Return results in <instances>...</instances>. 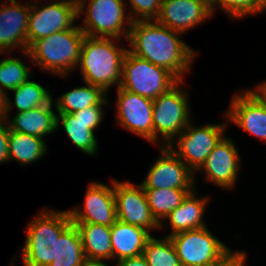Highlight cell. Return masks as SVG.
I'll use <instances>...</instances> for the list:
<instances>
[{
    "instance_id": "6",
    "label": "cell",
    "mask_w": 266,
    "mask_h": 266,
    "mask_svg": "<svg viewBox=\"0 0 266 266\" xmlns=\"http://www.w3.org/2000/svg\"><path fill=\"white\" fill-rule=\"evenodd\" d=\"M184 81L153 100V143L169 146L190 123L189 94L183 90ZM160 135V136H159Z\"/></svg>"
},
{
    "instance_id": "21",
    "label": "cell",
    "mask_w": 266,
    "mask_h": 266,
    "mask_svg": "<svg viewBox=\"0 0 266 266\" xmlns=\"http://www.w3.org/2000/svg\"><path fill=\"white\" fill-rule=\"evenodd\" d=\"M151 237L148 230L117 220L111 226L112 259L118 261L143 254Z\"/></svg>"
},
{
    "instance_id": "14",
    "label": "cell",
    "mask_w": 266,
    "mask_h": 266,
    "mask_svg": "<svg viewBox=\"0 0 266 266\" xmlns=\"http://www.w3.org/2000/svg\"><path fill=\"white\" fill-rule=\"evenodd\" d=\"M104 183L91 182L86 190L83 206L69 209L72 223H93L112 226L117 221L116 201L113 189Z\"/></svg>"
},
{
    "instance_id": "28",
    "label": "cell",
    "mask_w": 266,
    "mask_h": 266,
    "mask_svg": "<svg viewBox=\"0 0 266 266\" xmlns=\"http://www.w3.org/2000/svg\"><path fill=\"white\" fill-rule=\"evenodd\" d=\"M194 189H155L144 190L147 202L155 219L160 223L162 229V220L175 210L188 193Z\"/></svg>"
},
{
    "instance_id": "24",
    "label": "cell",
    "mask_w": 266,
    "mask_h": 266,
    "mask_svg": "<svg viewBox=\"0 0 266 266\" xmlns=\"http://www.w3.org/2000/svg\"><path fill=\"white\" fill-rule=\"evenodd\" d=\"M47 144L42 138L19 133L9 132V157L20 165L25 166L38 161L47 154Z\"/></svg>"
},
{
    "instance_id": "8",
    "label": "cell",
    "mask_w": 266,
    "mask_h": 266,
    "mask_svg": "<svg viewBox=\"0 0 266 266\" xmlns=\"http://www.w3.org/2000/svg\"><path fill=\"white\" fill-rule=\"evenodd\" d=\"M169 238L182 266H214L233 251L206 226L180 232Z\"/></svg>"
},
{
    "instance_id": "26",
    "label": "cell",
    "mask_w": 266,
    "mask_h": 266,
    "mask_svg": "<svg viewBox=\"0 0 266 266\" xmlns=\"http://www.w3.org/2000/svg\"><path fill=\"white\" fill-rule=\"evenodd\" d=\"M12 92L14 93V103H11V99L7 97V117L10 116V110L13 107L16 108L17 112H21L54 103L49 89L36 81L30 80V78Z\"/></svg>"
},
{
    "instance_id": "16",
    "label": "cell",
    "mask_w": 266,
    "mask_h": 266,
    "mask_svg": "<svg viewBox=\"0 0 266 266\" xmlns=\"http://www.w3.org/2000/svg\"><path fill=\"white\" fill-rule=\"evenodd\" d=\"M230 101L225 117L245 132L266 141V102L251 88L236 92Z\"/></svg>"
},
{
    "instance_id": "27",
    "label": "cell",
    "mask_w": 266,
    "mask_h": 266,
    "mask_svg": "<svg viewBox=\"0 0 266 266\" xmlns=\"http://www.w3.org/2000/svg\"><path fill=\"white\" fill-rule=\"evenodd\" d=\"M85 259L80 232L77 226L71 223L60 234L56 258L49 266H82Z\"/></svg>"
},
{
    "instance_id": "39",
    "label": "cell",
    "mask_w": 266,
    "mask_h": 266,
    "mask_svg": "<svg viewBox=\"0 0 266 266\" xmlns=\"http://www.w3.org/2000/svg\"><path fill=\"white\" fill-rule=\"evenodd\" d=\"M82 266H109L105 263V260H90L85 259Z\"/></svg>"
},
{
    "instance_id": "4",
    "label": "cell",
    "mask_w": 266,
    "mask_h": 266,
    "mask_svg": "<svg viewBox=\"0 0 266 266\" xmlns=\"http://www.w3.org/2000/svg\"><path fill=\"white\" fill-rule=\"evenodd\" d=\"M72 223L69 211L41 210L26 227L21 248L23 266H49L56 258L57 240Z\"/></svg>"
},
{
    "instance_id": "42",
    "label": "cell",
    "mask_w": 266,
    "mask_h": 266,
    "mask_svg": "<svg viewBox=\"0 0 266 266\" xmlns=\"http://www.w3.org/2000/svg\"><path fill=\"white\" fill-rule=\"evenodd\" d=\"M203 3H206L210 8H212V0H197Z\"/></svg>"
},
{
    "instance_id": "29",
    "label": "cell",
    "mask_w": 266,
    "mask_h": 266,
    "mask_svg": "<svg viewBox=\"0 0 266 266\" xmlns=\"http://www.w3.org/2000/svg\"><path fill=\"white\" fill-rule=\"evenodd\" d=\"M143 255L149 266H182L169 237L152 236L146 243Z\"/></svg>"
},
{
    "instance_id": "13",
    "label": "cell",
    "mask_w": 266,
    "mask_h": 266,
    "mask_svg": "<svg viewBox=\"0 0 266 266\" xmlns=\"http://www.w3.org/2000/svg\"><path fill=\"white\" fill-rule=\"evenodd\" d=\"M116 89V123L153 143V100L120 87Z\"/></svg>"
},
{
    "instance_id": "11",
    "label": "cell",
    "mask_w": 266,
    "mask_h": 266,
    "mask_svg": "<svg viewBox=\"0 0 266 266\" xmlns=\"http://www.w3.org/2000/svg\"><path fill=\"white\" fill-rule=\"evenodd\" d=\"M161 155L140 184L144 190L195 189L194 172L168 147L160 146Z\"/></svg>"
},
{
    "instance_id": "38",
    "label": "cell",
    "mask_w": 266,
    "mask_h": 266,
    "mask_svg": "<svg viewBox=\"0 0 266 266\" xmlns=\"http://www.w3.org/2000/svg\"><path fill=\"white\" fill-rule=\"evenodd\" d=\"M254 90L266 102V81L257 84V87Z\"/></svg>"
},
{
    "instance_id": "32",
    "label": "cell",
    "mask_w": 266,
    "mask_h": 266,
    "mask_svg": "<svg viewBox=\"0 0 266 266\" xmlns=\"http://www.w3.org/2000/svg\"><path fill=\"white\" fill-rule=\"evenodd\" d=\"M128 0H126L127 2ZM132 21L156 20L160 14L162 0H129ZM136 17V18H135Z\"/></svg>"
},
{
    "instance_id": "1",
    "label": "cell",
    "mask_w": 266,
    "mask_h": 266,
    "mask_svg": "<svg viewBox=\"0 0 266 266\" xmlns=\"http://www.w3.org/2000/svg\"><path fill=\"white\" fill-rule=\"evenodd\" d=\"M180 35L183 34L156 20L134 21L127 39L131 46L128 50L184 81V73L191 70L197 52L181 40Z\"/></svg>"
},
{
    "instance_id": "40",
    "label": "cell",
    "mask_w": 266,
    "mask_h": 266,
    "mask_svg": "<svg viewBox=\"0 0 266 266\" xmlns=\"http://www.w3.org/2000/svg\"><path fill=\"white\" fill-rule=\"evenodd\" d=\"M214 266H233V251L220 263L214 265Z\"/></svg>"
},
{
    "instance_id": "36",
    "label": "cell",
    "mask_w": 266,
    "mask_h": 266,
    "mask_svg": "<svg viewBox=\"0 0 266 266\" xmlns=\"http://www.w3.org/2000/svg\"><path fill=\"white\" fill-rule=\"evenodd\" d=\"M7 97L8 94L4 89L0 88V121L6 119V108H7Z\"/></svg>"
},
{
    "instance_id": "15",
    "label": "cell",
    "mask_w": 266,
    "mask_h": 266,
    "mask_svg": "<svg viewBox=\"0 0 266 266\" xmlns=\"http://www.w3.org/2000/svg\"><path fill=\"white\" fill-rule=\"evenodd\" d=\"M240 159L234 141L224 135L194 175L204 171L208 182L223 189H232L238 181Z\"/></svg>"
},
{
    "instance_id": "7",
    "label": "cell",
    "mask_w": 266,
    "mask_h": 266,
    "mask_svg": "<svg viewBox=\"0 0 266 266\" xmlns=\"http://www.w3.org/2000/svg\"><path fill=\"white\" fill-rule=\"evenodd\" d=\"M179 80L165 68L154 65L127 50L122 62L120 88L154 100Z\"/></svg>"
},
{
    "instance_id": "37",
    "label": "cell",
    "mask_w": 266,
    "mask_h": 266,
    "mask_svg": "<svg viewBox=\"0 0 266 266\" xmlns=\"http://www.w3.org/2000/svg\"><path fill=\"white\" fill-rule=\"evenodd\" d=\"M247 253L244 251H233V266H245Z\"/></svg>"
},
{
    "instance_id": "2",
    "label": "cell",
    "mask_w": 266,
    "mask_h": 266,
    "mask_svg": "<svg viewBox=\"0 0 266 266\" xmlns=\"http://www.w3.org/2000/svg\"><path fill=\"white\" fill-rule=\"evenodd\" d=\"M121 39L90 37L83 39L78 67L84 83L101 87L106 93L118 88L122 78V62L127 48L115 42Z\"/></svg>"
},
{
    "instance_id": "18",
    "label": "cell",
    "mask_w": 266,
    "mask_h": 266,
    "mask_svg": "<svg viewBox=\"0 0 266 266\" xmlns=\"http://www.w3.org/2000/svg\"><path fill=\"white\" fill-rule=\"evenodd\" d=\"M213 15L206 3L197 0H162L156 21L171 30L185 34Z\"/></svg>"
},
{
    "instance_id": "41",
    "label": "cell",
    "mask_w": 266,
    "mask_h": 266,
    "mask_svg": "<svg viewBox=\"0 0 266 266\" xmlns=\"http://www.w3.org/2000/svg\"><path fill=\"white\" fill-rule=\"evenodd\" d=\"M35 1H38V0H35ZM47 1H48V3H49V1L65 2V3H68V4L74 5V6H76L78 8V5H79L81 0H47Z\"/></svg>"
},
{
    "instance_id": "5",
    "label": "cell",
    "mask_w": 266,
    "mask_h": 266,
    "mask_svg": "<svg viewBox=\"0 0 266 266\" xmlns=\"http://www.w3.org/2000/svg\"><path fill=\"white\" fill-rule=\"evenodd\" d=\"M125 3V0H88L87 5V0H81L78 17L81 13L86 14L80 29L90 37L121 39L124 36L127 40L133 21L130 15H125Z\"/></svg>"
},
{
    "instance_id": "20",
    "label": "cell",
    "mask_w": 266,
    "mask_h": 266,
    "mask_svg": "<svg viewBox=\"0 0 266 266\" xmlns=\"http://www.w3.org/2000/svg\"><path fill=\"white\" fill-rule=\"evenodd\" d=\"M196 189L188 193L182 203L165 218L169 221L166 228L170 227L172 230L166 237L207 226L203 216L209 199L207 197H199L196 194Z\"/></svg>"
},
{
    "instance_id": "25",
    "label": "cell",
    "mask_w": 266,
    "mask_h": 266,
    "mask_svg": "<svg viewBox=\"0 0 266 266\" xmlns=\"http://www.w3.org/2000/svg\"><path fill=\"white\" fill-rule=\"evenodd\" d=\"M62 125L72 143L88 156H94L98 152V142L91 123H84L76 119L73 114L56 115V130Z\"/></svg>"
},
{
    "instance_id": "12",
    "label": "cell",
    "mask_w": 266,
    "mask_h": 266,
    "mask_svg": "<svg viewBox=\"0 0 266 266\" xmlns=\"http://www.w3.org/2000/svg\"><path fill=\"white\" fill-rule=\"evenodd\" d=\"M117 220L148 230H159L160 223L153 216L144 189L130 181L113 180Z\"/></svg>"
},
{
    "instance_id": "9",
    "label": "cell",
    "mask_w": 266,
    "mask_h": 266,
    "mask_svg": "<svg viewBox=\"0 0 266 266\" xmlns=\"http://www.w3.org/2000/svg\"><path fill=\"white\" fill-rule=\"evenodd\" d=\"M228 126V120L224 124L211 123L200 127L190 122L167 147L195 173L225 135Z\"/></svg>"
},
{
    "instance_id": "31",
    "label": "cell",
    "mask_w": 266,
    "mask_h": 266,
    "mask_svg": "<svg viewBox=\"0 0 266 266\" xmlns=\"http://www.w3.org/2000/svg\"><path fill=\"white\" fill-rule=\"evenodd\" d=\"M216 7L237 20L266 11V0H212V13L216 11Z\"/></svg>"
},
{
    "instance_id": "34",
    "label": "cell",
    "mask_w": 266,
    "mask_h": 266,
    "mask_svg": "<svg viewBox=\"0 0 266 266\" xmlns=\"http://www.w3.org/2000/svg\"><path fill=\"white\" fill-rule=\"evenodd\" d=\"M9 126L6 120L0 121V164L10 161L9 157Z\"/></svg>"
},
{
    "instance_id": "23",
    "label": "cell",
    "mask_w": 266,
    "mask_h": 266,
    "mask_svg": "<svg viewBox=\"0 0 266 266\" xmlns=\"http://www.w3.org/2000/svg\"><path fill=\"white\" fill-rule=\"evenodd\" d=\"M85 84V86L73 88L57 98L54 104L58 114H72L90 106L108 105V95L101 87Z\"/></svg>"
},
{
    "instance_id": "33",
    "label": "cell",
    "mask_w": 266,
    "mask_h": 266,
    "mask_svg": "<svg viewBox=\"0 0 266 266\" xmlns=\"http://www.w3.org/2000/svg\"><path fill=\"white\" fill-rule=\"evenodd\" d=\"M104 105H94L87 107L84 110L73 112L76 119H80L84 123H91V130L95 131L102 122L104 116Z\"/></svg>"
},
{
    "instance_id": "10",
    "label": "cell",
    "mask_w": 266,
    "mask_h": 266,
    "mask_svg": "<svg viewBox=\"0 0 266 266\" xmlns=\"http://www.w3.org/2000/svg\"><path fill=\"white\" fill-rule=\"evenodd\" d=\"M77 9L76 6L65 2L50 1L49 4H43L39 0L31 2L27 28V49L38 39L73 28L74 22L78 18Z\"/></svg>"
},
{
    "instance_id": "19",
    "label": "cell",
    "mask_w": 266,
    "mask_h": 266,
    "mask_svg": "<svg viewBox=\"0 0 266 266\" xmlns=\"http://www.w3.org/2000/svg\"><path fill=\"white\" fill-rule=\"evenodd\" d=\"M53 103L16 113L14 117H6L11 131L33 135L45 139L46 135L56 132V112Z\"/></svg>"
},
{
    "instance_id": "35",
    "label": "cell",
    "mask_w": 266,
    "mask_h": 266,
    "mask_svg": "<svg viewBox=\"0 0 266 266\" xmlns=\"http://www.w3.org/2000/svg\"><path fill=\"white\" fill-rule=\"evenodd\" d=\"M117 266H149L143 254L118 260Z\"/></svg>"
},
{
    "instance_id": "17",
    "label": "cell",
    "mask_w": 266,
    "mask_h": 266,
    "mask_svg": "<svg viewBox=\"0 0 266 266\" xmlns=\"http://www.w3.org/2000/svg\"><path fill=\"white\" fill-rule=\"evenodd\" d=\"M10 1V2H9ZM31 2L4 0L0 6V53H12L19 48L27 50V28Z\"/></svg>"
},
{
    "instance_id": "22",
    "label": "cell",
    "mask_w": 266,
    "mask_h": 266,
    "mask_svg": "<svg viewBox=\"0 0 266 266\" xmlns=\"http://www.w3.org/2000/svg\"><path fill=\"white\" fill-rule=\"evenodd\" d=\"M81 235L86 259H112L111 227L93 223H74Z\"/></svg>"
},
{
    "instance_id": "3",
    "label": "cell",
    "mask_w": 266,
    "mask_h": 266,
    "mask_svg": "<svg viewBox=\"0 0 266 266\" xmlns=\"http://www.w3.org/2000/svg\"><path fill=\"white\" fill-rule=\"evenodd\" d=\"M85 34L79 25L34 41L22 52L34 65L59 77L78 67Z\"/></svg>"
},
{
    "instance_id": "30",
    "label": "cell",
    "mask_w": 266,
    "mask_h": 266,
    "mask_svg": "<svg viewBox=\"0 0 266 266\" xmlns=\"http://www.w3.org/2000/svg\"><path fill=\"white\" fill-rule=\"evenodd\" d=\"M30 68L19 57H9L0 60V88L13 91L32 75Z\"/></svg>"
}]
</instances>
